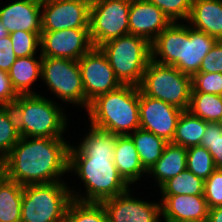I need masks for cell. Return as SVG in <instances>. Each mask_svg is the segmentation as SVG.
<instances>
[{
  "instance_id": "cell-1",
  "label": "cell",
  "mask_w": 222,
  "mask_h": 222,
  "mask_svg": "<svg viewBox=\"0 0 222 222\" xmlns=\"http://www.w3.org/2000/svg\"><path fill=\"white\" fill-rule=\"evenodd\" d=\"M69 148L63 138L20 137L1 162V172L21 186L60 182L69 172Z\"/></svg>"
},
{
  "instance_id": "cell-2",
  "label": "cell",
  "mask_w": 222,
  "mask_h": 222,
  "mask_svg": "<svg viewBox=\"0 0 222 222\" xmlns=\"http://www.w3.org/2000/svg\"><path fill=\"white\" fill-rule=\"evenodd\" d=\"M218 40L205 32L172 22L151 43V60L193 77ZM160 58L157 59L156 56Z\"/></svg>"
},
{
  "instance_id": "cell-3",
  "label": "cell",
  "mask_w": 222,
  "mask_h": 222,
  "mask_svg": "<svg viewBox=\"0 0 222 222\" xmlns=\"http://www.w3.org/2000/svg\"><path fill=\"white\" fill-rule=\"evenodd\" d=\"M139 100L140 90L133 85H121L99 95L87 108L91 126L118 136L129 135V130L140 128Z\"/></svg>"
},
{
  "instance_id": "cell-4",
  "label": "cell",
  "mask_w": 222,
  "mask_h": 222,
  "mask_svg": "<svg viewBox=\"0 0 222 222\" xmlns=\"http://www.w3.org/2000/svg\"><path fill=\"white\" fill-rule=\"evenodd\" d=\"M114 156H69L68 170L75 171L86 186V197L71 194L73 200L101 203L128 190L119 175Z\"/></svg>"
},
{
  "instance_id": "cell-5",
  "label": "cell",
  "mask_w": 222,
  "mask_h": 222,
  "mask_svg": "<svg viewBox=\"0 0 222 222\" xmlns=\"http://www.w3.org/2000/svg\"><path fill=\"white\" fill-rule=\"evenodd\" d=\"M11 106L20 137L63 138L66 117L52 100L39 94L19 95Z\"/></svg>"
},
{
  "instance_id": "cell-6",
  "label": "cell",
  "mask_w": 222,
  "mask_h": 222,
  "mask_svg": "<svg viewBox=\"0 0 222 222\" xmlns=\"http://www.w3.org/2000/svg\"><path fill=\"white\" fill-rule=\"evenodd\" d=\"M109 60L116 78L122 85L139 86L151 60V43L146 39L126 34L100 47Z\"/></svg>"
},
{
  "instance_id": "cell-7",
  "label": "cell",
  "mask_w": 222,
  "mask_h": 222,
  "mask_svg": "<svg viewBox=\"0 0 222 222\" xmlns=\"http://www.w3.org/2000/svg\"><path fill=\"white\" fill-rule=\"evenodd\" d=\"M138 88L146 96L162 100L183 111L189 109L192 77L174 66L150 60Z\"/></svg>"
},
{
  "instance_id": "cell-8",
  "label": "cell",
  "mask_w": 222,
  "mask_h": 222,
  "mask_svg": "<svg viewBox=\"0 0 222 222\" xmlns=\"http://www.w3.org/2000/svg\"><path fill=\"white\" fill-rule=\"evenodd\" d=\"M71 194L63 182L24 186L20 222H62Z\"/></svg>"
},
{
  "instance_id": "cell-9",
  "label": "cell",
  "mask_w": 222,
  "mask_h": 222,
  "mask_svg": "<svg viewBox=\"0 0 222 222\" xmlns=\"http://www.w3.org/2000/svg\"><path fill=\"white\" fill-rule=\"evenodd\" d=\"M131 0H95L90 6L89 35L93 47L129 34Z\"/></svg>"
},
{
  "instance_id": "cell-10",
  "label": "cell",
  "mask_w": 222,
  "mask_h": 222,
  "mask_svg": "<svg viewBox=\"0 0 222 222\" xmlns=\"http://www.w3.org/2000/svg\"><path fill=\"white\" fill-rule=\"evenodd\" d=\"M41 78L64 102L85 106V93L78 61L42 57Z\"/></svg>"
},
{
  "instance_id": "cell-11",
  "label": "cell",
  "mask_w": 222,
  "mask_h": 222,
  "mask_svg": "<svg viewBox=\"0 0 222 222\" xmlns=\"http://www.w3.org/2000/svg\"><path fill=\"white\" fill-rule=\"evenodd\" d=\"M85 93V107L102 94L109 93L122 84L116 78L109 60L100 48L93 47L78 60Z\"/></svg>"
},
{
  "instance_id": "cell-12",
  "label": "cell",
  "mask_w": 222,
  "mask_h": 222,
  "mask_svg": "<svg viewBox=\"0 0 222 222\" xmlns=\"http://www.w3.org/2000/svg\"><path fill=\"white\" fill-rule=\"evenodd\" d=\"M90 6L84 0H42L41 31L89 28Z\"/></svg>"
},
{
  "instance_id": "cell-13",
  "label": "cell",
  "mask_w": 222,
  "mask_h": 222,
  "mask_svg": "<svg viewBox=\"0 0 222 222\" xmlns=\"http://www.w3.org/2000/svg\"><path fill=\"white\" fill-rule=\"evenodd\" d=\"M40 42L42 57L67 58L75 61L93 48L89 28L42 31Z\"/></svg>"
},
{
  "instance_id": "cell-14",
  "label": "cell",
  "mask_w": 222,
  "mask_h": 222,
  "mask_svg": "<svg viewBox=\"0 0 222 222\" xmlns=\"http://www.w3.org/2000/svg\"><path fill=\"white\" fill-rule=\"evenodd\" d=\"M180 110L162 100L146 96L140 92L139 116L140 128L172 142Z\"/></svg>"
},
{
  "instance_id": "cell-15",
  "label": "cell",
  "mask_w": 222,
  "mask_h": 222,
  "mask_svg": "<svg viewBox=\"0 0 222 222\" xmlns=\"http://www.w3.org/2000/svg\"><path fill=\"white\" fill-rule=\"evenodd\" d=\"M108 222H159L161 204L133 198L129 189L115 197L103 200Z\"/></svg>"
},
{
  "instance_id": "cell-16",
  "label": "cell",
  "mask_w": 222,
  "mask_h": 222,
  "mask_svg": "<svg viewBox=\"0 0 222 222\" xmlns=\"http://www.w3.org/2000/svg\"><path fill=\"white\" fill-rule=\"evenodd\" d=\"M172 22L155 4L148 0H131L129 34L152 43Z\"/></svg>"
},
{
  "instance_id": "cell-17",
  "label": "cell",
  "mask_w": 222,
  "mask_h": 222,
  "mask_svg": "<svg viewBox=\"0 0 222 222\" xmlns=\"http://www.w3.org/2000/svg\"><path fill=\"white\" fill-rule=\"evenodd\" d=\"M42 0H19L0 9V21L7 32L41 31Z\"/></svg>"
},
{
  "instance_id": "cell-18",
  "label": "cell",
  "mask_w": 222,
  "mask_h": 222,
  "mask_svg": "<svg viewBox=\"0 0 222 222\" xmlns=\"http://www.w3.org/2000/svg\"><path fill=\"white\" fill-rule=\"evenodd\" d=\"M161 214L165 222H181L208 218V205L204 195L162 196Z\"/></svg>"
},
{
  "instance_id": "cell-19",
  "label": "cell",
  "mask_w": 222,
  "mask_h": 222,
  "mask_svg": "<svg viewBox=\"0 0 222 222\" xmlns=\"http://www.w3.org/2000/svg\"><path fill=\"white\" fill-rule=\"evenodd\" d=\"M188 20L193 29L222 40V0H192Z\"/></svg>"
},
{
  "instance_id": "cell-20",
  "label": "cell",
  "mask_w": 222,
  "mask_h": 222,
  "mask_svg": "<svg viewBox=\"0 0 222 222\" xmlns=\"http://www.w3.org/2000/svg\"><path fill=\"white\" fill-rule=\"evenodd\" d=\"M113 161L119 175L128 185L139 180L142 173H146L136 147L128 135L116 138Z\"/></svg>"
},
{
  "instance_id": "cell-21",
  "label": "cell",
  "mask_w": 222,
  "mask_h": 222,
  "mask_svg": "<svg viewBox=\"0 0 222 222\" xmlns=\"http://www.w3.org/2000/svg\"><path fill=\"white\" fill-rule=\"evenodd\" d=\"M187 169V148L174 143H167L162 156L151 167L147 174H153L159 187L168 179L176 177Z\"/></svg>"
},
{
  "instance_id": "cell-22",
  "label": "cell",
  "mask_w": 222,
  "mask_h": 222,
  "mask_svg": "<svg viewBox=\"0 0 222 222\" xmlns=\"http://www.w3.org/2000/svg\"><path fill=\"white\" fill-rule=\"evenodd\" d=\"M117 134L91 126L78 148L70 146L69 156H114Z\"/></svg>"
},
{
  "instance_id": "cell-23",
  "label": "cell",
  "mask_w": 222,
  "mask_h": 222,
  "mask_svg": "<svg viewBox=\"0 0 222 222\" xmlns=\"http://www.w3.org/2000/svg\"><path fill=\"white\" fill-rule=\"evenodd\" d=\"M23 188L0 172V222H20Z\"/></svg>"
},
{
  "instance_id": "cell-24",
  "label": "cell",
  "mask_w": 222,
  "mask_h": 222,
  "mask_svg": "<svg viewBox=\"0 0 222 222\" xmlns=\"http://www.w3.org/2000/svg\"><path fill=\"white\" fill-rule=\"evenodd\" d=\"M39 60L34 58V56L16 58L8 71L11 84L18 95L35 94L31 92L29 87L38 76L41 77L42 59Z\"/></svg>"
},
{
  "instance_id": "cell-25",
  "label": "cell",
  "mask_w": 222,
  "mask_h": 222,
  "mask_svg": "<svg viewBox=\"0 0 222 222\" xmlns=\"http://www.w3.org/2000/svg\"><path fill=\"white\" fill-rule=\"evenodd\" d=\"M133 133L134 134L130 133L128 136L133 141L142 166L147 173L162 156L163 150L168 142L141 128L135 130Z\"/></svg>"
},
{
  "instance_id": "cell-26",
  "label": "cell",
  "mask_w": 222,
  "mask_h": 222,
  "mask_svg": "<svg viewBox=\"0 0 222 222\" xmlns=\"http://www.w3.org/2000/svg\"><path fill=\"white\" fill-rule=\"evenodd\" d=\"M206 126V121L185 110L178 119L171 143L185 148L200 145Z\"/></svg>"
},
{
  "instance_id": "cell-27",
  "label": "cell",
  "mask_w": 222,
  "mask_h": 222,
  "mask_svg": "<svg viewBox=\"0 0 222 222\" xmlns=\"http://www.w3.org/2000/svg\"><path fill=\"white\" fill-rule=\"evenodd\" d=\"M204 180L185 169L176 177L168 179L160 186L162 196L203 195Z\"/></svg>"
},
{
  "instance_id": "cell-28",
  "label": "cell",
  "mask_w": 222,
  "mask_h": 222,
  "mask_svg": "<svg viewBox=\"0 0 222 222\" xmlns=\"http://www.w3.org/2000/svg\"><path fill=\"white\" fill-rule=\"evenodd\" d=\"M188 110L206 122H220L222 120V96L191 93Z\"/></svg>"
},
{
  "instance_id": "cell-29",
  "label": "cell",
  "mask_w": 222,
  "mask_h": 222,
  "mask_svg": "<svg viewBox=\"0 0 222 222\" xmlns=\"http://www.w3.org/2000/svg\"><path fill=\"white\" fill-rule=\"evenodd\" d=\"M19 139L17 119L12 106H0V162L7 157Z\"/></svg>"
},
{
  "instance_id": "cell-30",
  "label": "cell",
  "mask_w": 222,
  "mask_h": 222,
  "mask_svg": "<svg viewBox=\"0 0 222 222\" xmlns=\"http://www.w3.org/2000/svg\"><path fill=\"white\" fill-rule=\"evenodd\" d=\"M62 222H108L102 203L72 200Z\"/></svg>"
},
{
  "instance_id": "cell-31",
  "label": "cell",
  "mask_w": 222,
  "mask_h": 222,
  "mask_svg": "<svg viewBox=\"0 0 222 222\" xmlns=\"http://www.w3.org/2000/svg\"><path fill=\"white\" fill-rule=\"evenodd\" d=\"M187 169L205 181L217 168L208 149L197 145L187 148Z\"/></svg>"
},
{
  "instance_id": "cell-32",
  "label": "cell",
  "mask_w": 222,
  "mask_h": 222,
  "mask_svg": "<svg viewBox=\"0 0 222 222\" xmlns=\"http://www.w3.org/2000/svg\"><path fill=\"white\" fill-rule=\"evenodd\" d=\"M200 145L208 149L216 168L222 169V125L220 122H207Z\"/></svg>"
},
{
  "instance_id": "cell-33",
  "label": "cell",
  "mask_w": 222,
  "mask_h": 222,
  "mask_svg": "<svg viewBox=\"0 0 222 222\" xmlns=\"http://www.w3.org/2000/svg\"><path fill=\"white\" fill-rule=\"evenodd\" d=\"M41 32L16 31L9 34L17 58L34 56Z\"/></svg>"
},
{
  "instance_id": "cell-34",
  "label": "cell",
  "mask_w": 222,
  "mask_h": 222,
  "mask_svg": "<svg viewBox=\"0 0 222 222\" xmlns=\"http://www.w3.org/2000/svg\"><path fill=\"white\" fill-rule=\"evenodd\" d=\"M191 93H207L222 96V73H196L192 77Z\"/></svg>"
},
{
  "instance_id": "cell-35",
  "label": "cell",
  "mask_w": 222,
  "mask_h": 222,
  "mask_svg": "<svg viewBox=\"0 0 222 222\" xmlns=\"http://www.w3.org/2000/svg\"><path fill=\"white\" fill-rule=\"evenodd\" d=\"M161 9L171 22L178 19L188 20L191 13L192 0H148Z\"/></svg>"
},
{
  "instance_id": "cell-36",
  "label": "cell",
  "mask_w": 222,
  "mask_h": 222,
  "mask_svg": "<svg viewBox=\"0 0 222 222\" xmlns=\"http://www.w3.org/2000/svg\"><path fill=\"white\" fill-rule=\"evenodd\" d=\"M203 195L209 209L222 206V169H216L205 180Z\"/></svg>"
},
{
  "instance_id": "cell-37",
  "label": "cell",
  "mask_w": 222,
  "mask_h": 222,
  "mask_svg": "<svg viewBox=\"0 0 222 222\" xmlns=\"http://www.w3.org/2000/svg\"><path fill=\"white\" fill-rule=\"evenodd\" d=\"M198 73H222V40L203 58Z\"/></svg>"
},
{
  "instance_id": "cell-38",
  "label": "cell",
  "mask_w": 222,
  "mask_h": 222,
  "mask_svg": "<svg viewBox=\"0 0 222 222\" xmlns=\"http://www.w3.org/2000/svg\"><path fill=\"white\" fill-rule=\"evenodd\" d=\"M18 96L11 84L8 72L0 70V106H11Z\"/></svg>"
},
{
  "instance_id": "cell-39",
  "label": "cell",
  "mask_w": 222,
  "mask_h": 222,
  "mask_svg": "<svg viewBox=\"0 0 222 222\" xmlns=\"http://www.w3.org/2000/svg\"><path fill=\"white\" fill-rule=\"evenodd\" d=\"M9 35L0 39V70L8 72L16 60Z\"/></svg>"
},
{
  "instance_id": "cell-40",
  "label": "cell",
  "mask_w": 222,
  "mask_h": 222,
  "mask_svg": "<svg viewBox=\"0 0 222 222\" xmlns=\"http://www.w3.org/2000/svg\"><path fill=\"white\" fill-rule=\"evenodd\" d=\"M208 220L209 222H222V206L209 209Z\"/></svg>"
},
{
  "instance_id": "cell-41",
  "label": "cell",
  "mask_w": 222,
  "mask_h": 222,
  "mask_svg": "<svg viewBox=\"0 0 222 222\" xmlns=\"http://www.w3.org/2000/svg\"><path fill=\"white\" fill-rule=\"evenodd\" d=\"M9 35V33L7 32V30L5 29V27L2 25L1 21H0V39L2 37H5Z\"/></svg>"
},
{
  "instance_id": "cell-42",
  "label": "cell",
  "mask_w": 222,
  "mask_h": 222,
  "mask_svg": "<svg viewBox=\"0 0 222 222\" xmlns=\"http://www.w3.org/2000/svg\"><path fill=\"white\" fill-rule=\"evenodd\" d=\"M181 222H209V220L207 218V219H201V220H186V221H181Z\"/></svg>"
},
{
  "instance_id": "cell-43",
  "label": "cell",
  "mask_w": 222,
  "mask_h": 222,
  "mask_svg": "<svg viewBox=\"0 0 222 222\" xmlns=\"http://www.w3.org/2000/svg\"><path fill=\"white\" fill-rule=\"evenodd\" d=\"M87 1L88 3L92 4L95 0H84Z\"/></svg>"
}]
</instances>
